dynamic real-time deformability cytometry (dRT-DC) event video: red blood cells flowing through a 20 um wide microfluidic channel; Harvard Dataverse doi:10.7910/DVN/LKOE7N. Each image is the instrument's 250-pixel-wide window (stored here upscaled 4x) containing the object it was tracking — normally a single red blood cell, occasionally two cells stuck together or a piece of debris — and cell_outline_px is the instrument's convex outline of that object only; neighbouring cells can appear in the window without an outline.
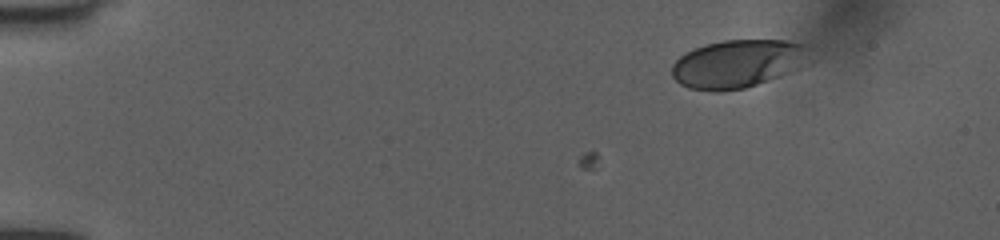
{"species": "human", "species_latin": "Homo sapiens", "temperature_condition": "room temperature", "stored_images_in_passage": 2, "camera_frame_rate_fps": 3000, "um_per_image_px": 0.085, "donor": {"sex": "female"}, "frame": {"image": 1, "passage_image": 2, "time_ms": 0.333, "image_size_px": [1000, 240], "cell_outline_px": [[800, 48], [788, 72], [780, 76], [744, 88], [688, 88], [680, 84], [672, 76], [672, 64], [680, 56], [696, 48], [708, 44], [724, 40], [784, 40], [800, 44]], "centroid_in_image_um": [62.44, 5.4], "position_along_channel_um": 22.6, "area_um2": 35.49}}